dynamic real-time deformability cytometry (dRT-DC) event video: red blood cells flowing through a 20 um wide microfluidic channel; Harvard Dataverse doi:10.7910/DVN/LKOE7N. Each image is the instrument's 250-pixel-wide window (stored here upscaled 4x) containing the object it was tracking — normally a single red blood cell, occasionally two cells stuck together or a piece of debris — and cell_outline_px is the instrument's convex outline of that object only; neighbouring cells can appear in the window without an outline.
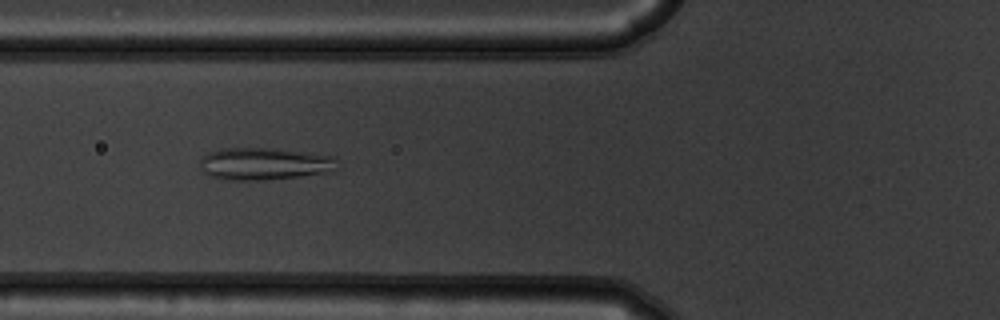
{"species": "common noctule bat (a hibernating species)", "species_latin": "Nyctalus noctula", "temperature_condition": "warm", "stored_images_in_passage": 54, "camera_frame_rate_fps": 3000, "um_per_image_px": 0.085, "animal": {"sex": "male", "body_mass_g": 19.5, "forearm_length_mm": 54.6}, "frame": {"image": 1, "passage_image": 21, "time_ms": 6.667, "image_size_px": [1000, 320], "cell_outline_px": [[336, 168], [332, 172], [300, 176], [260, 180], [228, 180], [208, 176], [200, 168], [200, 160], [208, 152], [220, 148], [264, 148], [336, 156]], "centroid_in_image_um": [22.43, 13.93], "position_along_channel_um": 103.4, "area_um2": 25.72}}
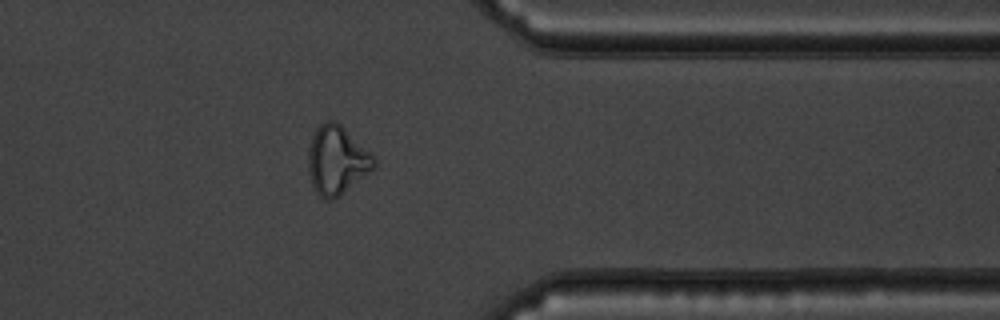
{"frame": {"image": 2, "passage_image": 44, "time_ms": 14.333, "image_size_px": [1000, 320], "cell_outline_px": [[376, 168], [340, 196], [332, 200], [324, 200], [316, 192], [312, 184], [308, 172], [308, 148], [312, 136], [316, 128], [324, 120], [332, 120], [340, 124], [372, 152], [376, 156]], "centroid_in_image_um": [28.65, 13.62], "position_along_channel_um": 382.7, "area_um2": 26.82}}
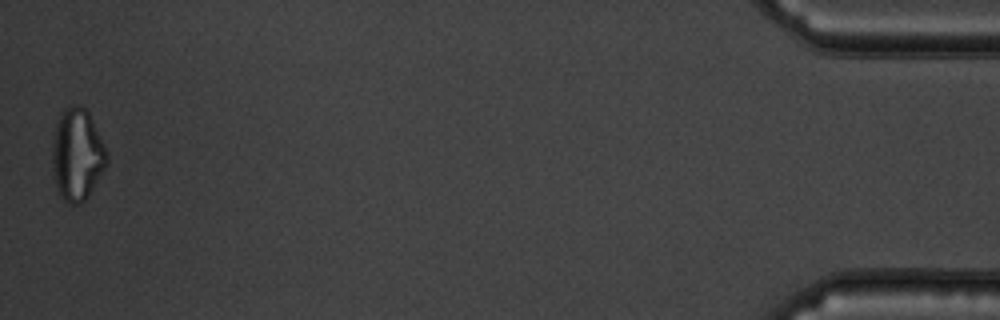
{"frame": {"image": 3, "passage_image": 54, "time_ms": 17.667, "image_size_px": [1000, 320], "cell_outline_px": [[108, 160], [104, 168], [88, 196], [80, 204], [72, 204], [64, 200], [52, 176], [52, 140], [60, 112], [76, 104], [80, 104], [88, 112], [108, 152]], "centroid_in_image_um": [6.54, 13.13], "position_along_channel_um": 428.7, "area_um2": 29.02}, "authors_computed_cell_mechanics": {"area_um2": 26.7903, "velocity_mm_per_s": 3.754, "shape_relaxation_time_tau1_ms": null, "shape_relaxation_time_tau2_ms": 1.5879, "deformation_change_tau1": null, "deformation_change_tau2": 0.0865}}